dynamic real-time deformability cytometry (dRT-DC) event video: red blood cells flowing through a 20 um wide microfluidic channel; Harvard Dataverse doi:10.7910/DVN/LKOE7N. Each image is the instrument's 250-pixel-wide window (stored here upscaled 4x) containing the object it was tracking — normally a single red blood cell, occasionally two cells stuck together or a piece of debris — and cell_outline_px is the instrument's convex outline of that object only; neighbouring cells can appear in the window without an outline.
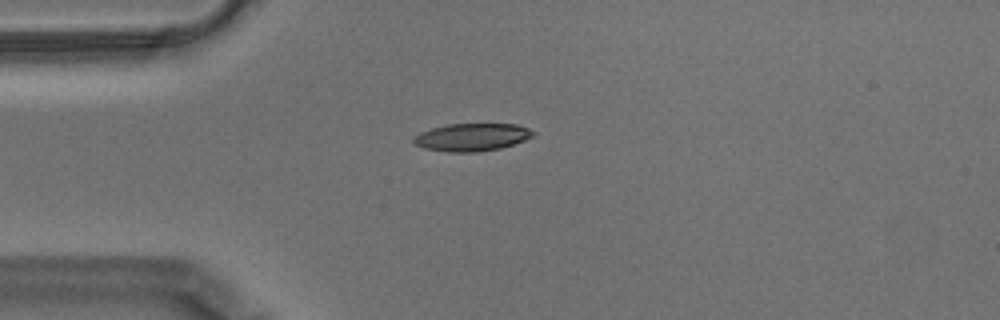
{"species": "Egyptian fruit bat (a non-hibernating species)", "species_latin": "Rousettus aegyptiacus", "temperature_condition": "warm", "stored_images_in_passage": 35, "camera_frame_rate_fps": 3000, "um_per_image_px": 0.085, "animal": {"sex": "male"}, "frame": {"image": 1, "passage_image": 1, "time_ms": 0.0, "image_size_px": [1000, 320], "cell_outline_px": [[536, 132], [532, 136], [524, 140], [500, 148], [476, 152], [448, 152], [424, 148], [416, 144], [412, 140], [412, 136], [420, 132], [432, 128], [448, 124], [516, 124], [528, 128]], "centroid_in_image_um": [40.08, 11.65], "position_along_channel_um": 44.9, "area_um2": 19.19}}
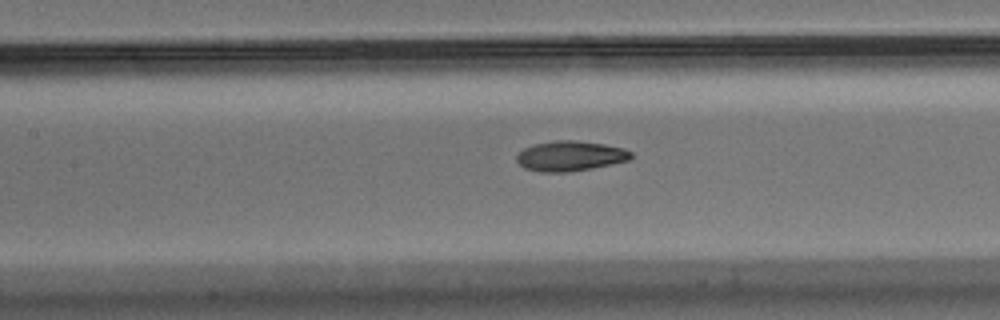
{"frame": {"image": 2, "passage_image": 12, "time_ms": 3.667, "image_size_px": [1000, 320], "cell_outline_px": [[632, 156], [628, 160], [612, 164], [592, 168], [568, 172], [540, 172], [524, 168], [516, 160], [516, 156], [524, 148], [532, 144], [552, 140], [576, 140], [604, 144], [624, 148], [632, 152]], "centroid_in_image_um": [48.45, 13.25], "position_along_channel_um": 159.0, "area_um2": 20.17}}
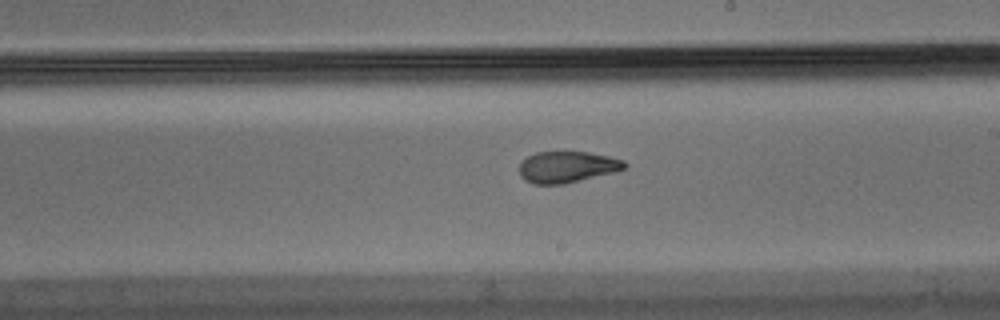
{"frame": {"image": 3, "passage_image": 19, "time_ms": 6.0, "image_size_px": [1000, 320], "cell_outline_px": [[628, 168], [616, 172], [564, 184], [532, 184], [524, 180], [520, 176], [520, 164], [528, 156], [536, 152], [588, 152], [608, 156], [624, 160], [628, 164]], "centroid_in_image_um": [48.25, 14.2], "position_along_channel_um": 240.8, "area_um2": 19.36}, "authors_computed_cell_mechanics": {"area_um2": 19.941, "velocity_mm_per_s": 3.5185, "shape_relaxation_time_tau1_ms": 10.6757, "shape_relaxation_time_tau2_ms": 2.3806, "deformation_change_tau1": 0.27, "deformation_change_tau2": 0.0838}}